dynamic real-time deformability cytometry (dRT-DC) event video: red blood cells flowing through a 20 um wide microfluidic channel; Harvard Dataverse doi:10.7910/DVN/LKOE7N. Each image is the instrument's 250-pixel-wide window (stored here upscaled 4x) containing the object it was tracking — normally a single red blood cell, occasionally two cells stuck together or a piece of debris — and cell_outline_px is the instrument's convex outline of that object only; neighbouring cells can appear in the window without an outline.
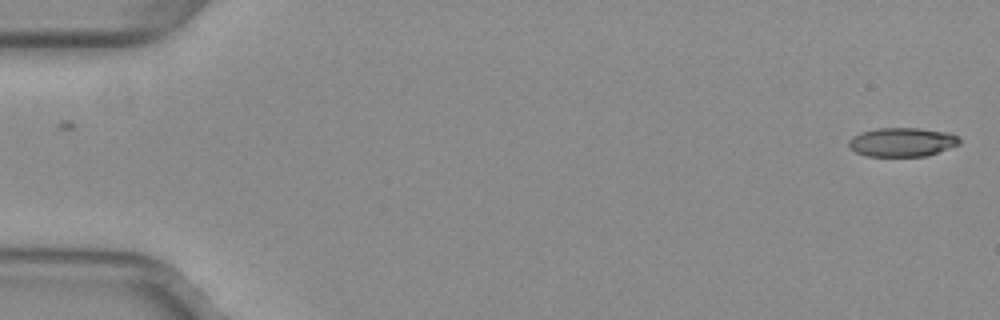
{"species": "common noctule bat (a hibernating species)", "species_latin": "Nyctalus noctula", "temperature_condition": "warm", "stored_images_in_passage": 52, "camera_frame_rate_fps": 3000, "um_per_image_px": 0.085, "animal": {"sex": "female", "body_mass_g": 29.2, "forearm_length_mm": 56.3}, "frame": {"image": 1, "passage_image": 1, "time_ms": 0.0, "image_size_px": [1000, 320], "cell_outline_px": [[960, 144], [928, 156], [864, 156], [848, 148], [848, 140], [852, 136], [860, 132], [876, 128], [920, 128], [948, 132], [956, 136], [960, 140]], "centroid_in_image_um": [76.64, 12.08], "position_along_channel_um": 8.4, "area_um2": 18.9}}
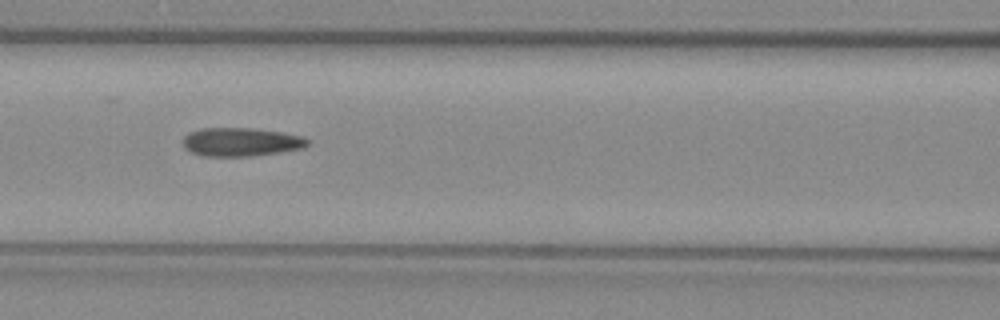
{"frame": {"image": 2, "passage_image": 23, "time_ms": 7.333, "image_size_px": [1000, 320], "cell_outline_px": [[308, 144], [304, 148], [280, 152], [248, 156], [204, 156], [192, 152], [184, 148], [184, 136], [188, 132], [200, 128], [252, 128], [280, 132], [304, 136], [308, 140]], "centroid_in_image_um": [20.48, 12.06], "position_along_channel_um": 146.1, "area_um2": 20.69}}
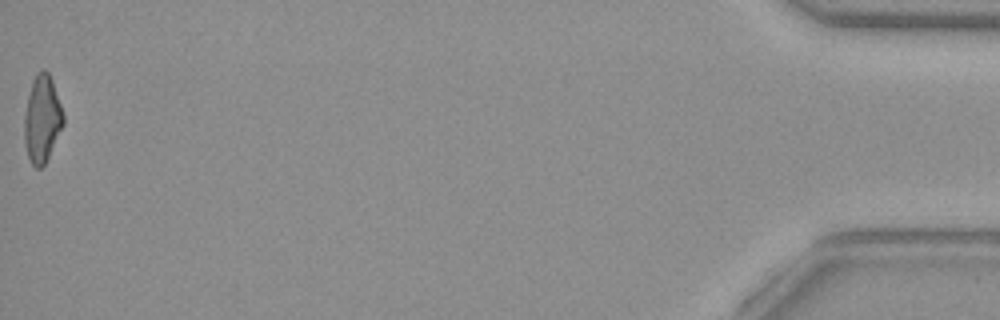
{"frame": {"image": 3, "passage_image": 52, "time_ms": 17.0, "image_size_px": [1000, 320], "cell_outline_px": [[64, 124], [44, 164], [40, 168], [36, 168], [32, 164], [28, 156], [24, 140], [24, 116], [28, 96], [32, 80], [36, 72], [40, 68], [44, 68], [48, 72], [52, 80], [64, 116]], "centroid_in_image_um": [3.57, 10.07], "position_along_channel_um": 431.6, "area_um2": 19.65}, "authors_computed_cell_mechanics": {"area_um2": 20.2878, "velocity_mm_per_s": 4.0286, "shape_relaxation_time_tau1_ms": null, "shape_relaxation_time_tau2_ms": 2.337, "deformation_change_tau1": null, "deformation_change_tau2": 0.1162}}